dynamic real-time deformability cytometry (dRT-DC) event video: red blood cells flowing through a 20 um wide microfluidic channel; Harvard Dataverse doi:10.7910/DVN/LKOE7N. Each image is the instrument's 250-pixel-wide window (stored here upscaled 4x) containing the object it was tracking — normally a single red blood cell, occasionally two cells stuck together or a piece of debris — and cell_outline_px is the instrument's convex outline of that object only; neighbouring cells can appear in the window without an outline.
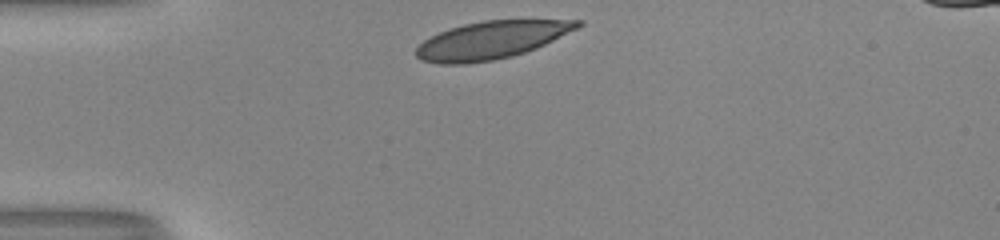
{"species": "human", "species_latin": "Homo sapiens", "temperature_condition": "room temperature", "stored_images_in_passage": 5, "camera_frame_rate_fps": 3000, "um_per_image_px": 0.085, "donor": {"sex": "male"}, "frame": {"image": 1, "passage_image": 1, "time_ms": 0.0, "image_size_px": [1000, 240], "cell_outline_px": [[584, 24], [536, 48], [512, 56], [492, 60], [464, 64], [440, 64], [420, 60], [416, 56], [416, 48], [424, 40], [440, 32], [464, 24], [484, 20], [584, 20]], "centroid_in_image_um": [41.74, 3.41], "position_along_channel_um": 43.3, "area_um2": 34.97}}